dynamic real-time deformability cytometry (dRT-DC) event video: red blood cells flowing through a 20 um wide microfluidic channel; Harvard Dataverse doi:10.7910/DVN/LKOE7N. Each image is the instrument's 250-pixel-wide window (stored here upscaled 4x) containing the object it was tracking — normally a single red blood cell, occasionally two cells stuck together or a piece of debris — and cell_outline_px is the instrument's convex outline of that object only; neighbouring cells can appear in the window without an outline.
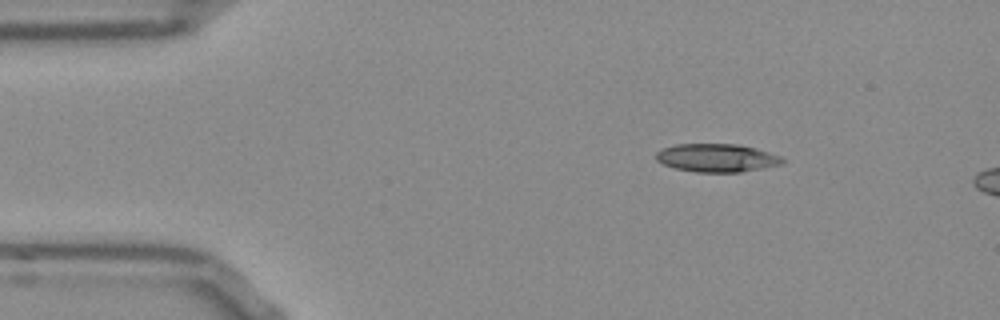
{"species": "Egyptian fruit bat (a non-hibernating species)", "species_latin": "Rousettus aegyptiacus", "temperature_condition": "room temperature", "stored_images_in_passage": 6, "camera_frame_rate_fps": 3000, "um_per_image_px": 0.085, "frame": {"image": 1, "passage_image": 1, "time_ms": 0.0, "image_size_px": [1000, 320], "cell_outline_px": [[784, 160], [780, 164], [764, 168], [740, 172], [696, 172], [676, 168], [664, 164], [656, 160], [656, 152], [664, 148], [676, 144], [736, 144], [756, 148], [780, 156]], "centroid_in_image_um": [60.92, 13.42], "position_along_channel_um": 24.1, "area_um2": 20.58}}